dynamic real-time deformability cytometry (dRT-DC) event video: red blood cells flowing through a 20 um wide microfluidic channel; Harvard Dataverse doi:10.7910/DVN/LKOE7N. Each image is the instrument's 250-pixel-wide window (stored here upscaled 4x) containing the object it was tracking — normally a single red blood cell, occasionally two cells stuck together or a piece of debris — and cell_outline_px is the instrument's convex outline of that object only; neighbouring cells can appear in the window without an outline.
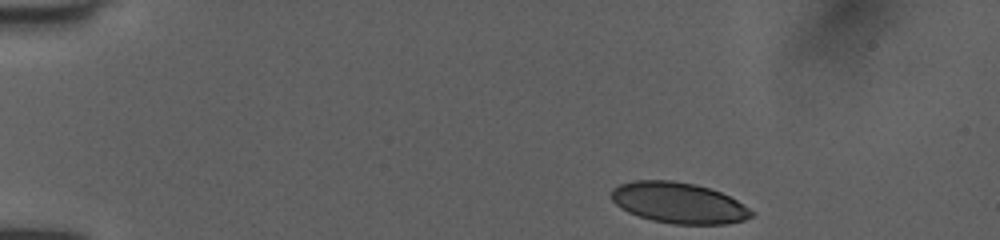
{"species": "human", "species_latin": "Homo sapiens", "temperature_condition": "room temperature", "stored_images_in_passage": 44, "camera_frame_rate_fps": 3000, "um_per_image_px": 0.085, "donor": {"sex": "female"}, "frame": {"image": 1, "passage_image": 1, "time_ms": 0.0, "image_size_px": [1000, 240], "cell_outline_px": [[756, 212], [752, 216], [744, 220], [724, 224], [672, 224], [652, 220], [628, 212], [620, 208], [612, 200], [612, 188], [620, 184], [632, 180], [672, 180], [696, 184], [720, 192], [736, 200]], "centroid_in_image_um": [57.68, 17.24], "position_along_channel_um": 27.3, "area_um2": 33.35}}
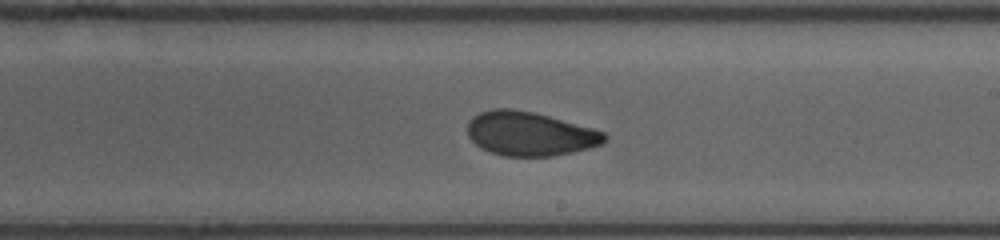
{"frame": {"image": 2, "passage_image": 24, "time_ms": 7.667, "image_size_px": [1000, 240], "cell_outline_px": [[608, 140], [600, 144], [588, 148], [572, 152], [552, 156], [504, 156], [488, 152], [480, 148], [468, 136], [468, 120], [472, 116], [480, 112], [492, 108], [508, 108], [532, 112], [548, 116], [592, 128], [604, 132], [608, 136]], "centroid_in_image_um": [45.0, 11.37], "position_along_channel_um": 244.0, "area_um2": 35.14}}
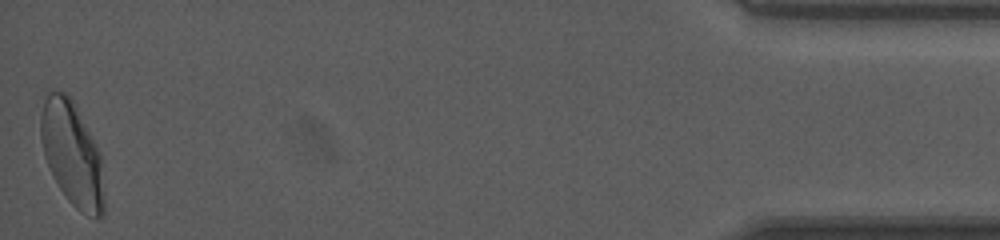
{"frame": {"image": 3, "passage_image": 44, "time_ms": 14.333, "image_size_px": [1000, 240], "cell_outline_px": [[104, 216], [96, 216], [80, 212], [68, 200], [52, 176], [44, 156], [40, 136], [40, 116], [44, 100], [48, 92], [64, 92], [72, 100], [96, 144], [100, 152], [104, 196]], "centroid_in_image_um": [6.11, 13.1], "position_along_channel_um": 429.1, "area_um2": 38.09}, "authors_computed_cell_mechanics": {"area_um2": 35.4892, "velocity_mm_per_s": 4.0194, "shape_relaxation_time_tau1_ms": 6.1155, "shape_relaxation_time_tau2_ms": 1.459, "deformation_change_tau1": 0.1668, "deformation_change_tau2": 0.069}}